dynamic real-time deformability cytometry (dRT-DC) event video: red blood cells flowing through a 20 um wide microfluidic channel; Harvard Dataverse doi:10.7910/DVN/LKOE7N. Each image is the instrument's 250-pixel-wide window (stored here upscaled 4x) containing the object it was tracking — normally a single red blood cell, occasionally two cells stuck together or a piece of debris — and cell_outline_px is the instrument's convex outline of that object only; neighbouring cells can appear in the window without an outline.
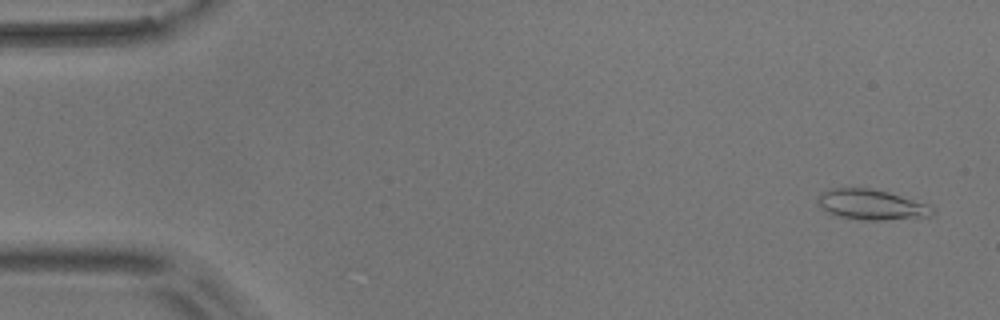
{"species": "common noctule bat (a hibernating species)", "species_latin": "Nyctalus noctula", "temperature_condition": "room temperature", "stored_images_in_passage": 5, "camera_frame_rate_fps": 3000, "um_per_image_px": 0.085, "animal": {"sex": "male", "body_mass_g": 17.9}, "frame": {"image": 1, "passage_image": 1, "time_ms": 0.0, "image_size_px": [1000, 320], "cell_outline_px": [[936, 208], [932, 216], [880, 220], [860, 220], [840, 216], [828, 212], [816, 204], [816, 196], [820, 192], [832, 188], [872, 188], [888, 192], [928, 204]], "centroid_in_image_um": [74.04, 17.38], "position_along_channel_um": 11.0, "area_um2": 20.4}}
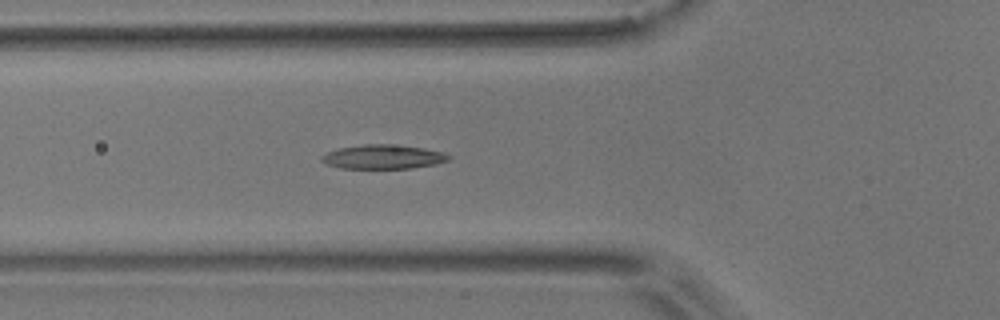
{"frame": {"image": 2, "passage_image": 5, "time_ms": 5.667, "image_size_px": [1000, 320], "cell_outline_px": [[452, 156], [448, 160], [436, 164], [412, 168], [340, 168], [328, 164], [320, 160], [320, 156], [328, 152], [340, 148], [364, 144], [388, 144], [424, 148], [444, 152]], "centroid_in_image_um": [32.59, 13.33], "position_along_channel_um": 93.2, "area_um2": 17.8}}